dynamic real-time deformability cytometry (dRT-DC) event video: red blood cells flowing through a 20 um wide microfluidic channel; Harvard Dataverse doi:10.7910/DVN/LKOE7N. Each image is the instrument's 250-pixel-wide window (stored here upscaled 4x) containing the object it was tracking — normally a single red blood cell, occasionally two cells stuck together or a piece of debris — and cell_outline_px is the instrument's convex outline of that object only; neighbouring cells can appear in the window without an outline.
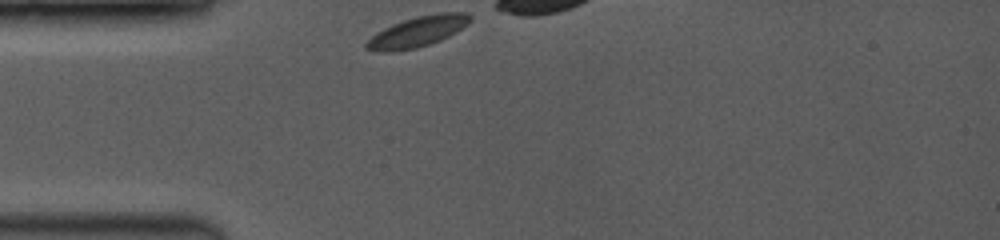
{"species": "common noctule bat (a hibernating species)", "species_latin": "Nyctalus noctula", "temperature_condition": "room temperature", "stored_images_in_passage": 35, "camera_frame_rate_fps": 3500, "um_per_image_px": 0.085, "animal": {"sex": "female", "body_mass_g": 19.0, "forearm_length_mm": 53.3}, "frame": {"image": 1, "passage_image": 1, "time_ms": 0.0, "image_size_px": [1000, 240], "cell_outline_px": [[472, 20], [468, 24], [456, 32], [440, 40], [416, 48], [392, 52], [376, 52], [364, 48], [364, 44], [376, 32], [392, 24], [416, 16], [440, 12], [468, 12], [472, 16]], "centroid_in_image_um": [35.49, 2.69], "position_along_channel_um": 49.5, "area_um2": 18.61}}
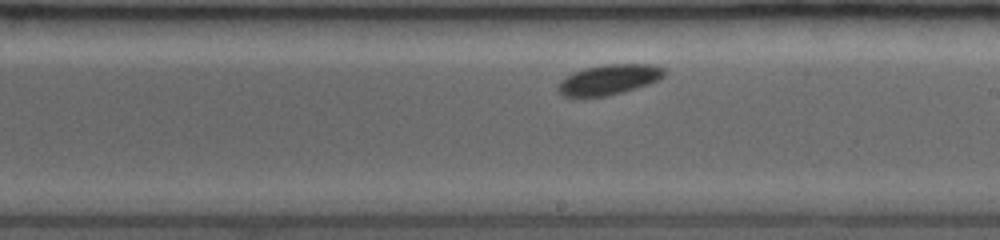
{"frame": {"image": 2, "passage_image": 19, "time_ms": 5.143, "image_size_px": [1000, 240], "cell_outline_px": [[668, 72], [664, 76], [648, 84], [624, 92], [608, 96], [564, 96], [556, 88], [556, 84], [564, 76], [584, 68], [604, 64], [656, 64], [664, 68]], "centroid_in_image_um": [51.76, 6.75], "position_along_channel_um": 237.2, "area_um2": 18.9}}
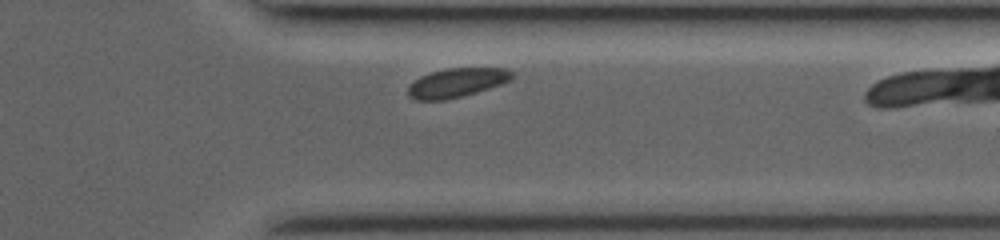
{"frame": {"image": 3, "passage_image": 31, "time_ms": 8.571, "image_size_px": [1000, 240], "cell_outline_px": [[516, 76], [512, 80], [464, 96], [444, 100], [416, 100], [408, 96], [408, 84], [420, 76], [432, 72], [448, 68], [504, 68], [512, 72]], "centroid_in_image_um": [38.81, 7.03], "position_along_channel_um": 372.6, "area_um2": 17.69}}